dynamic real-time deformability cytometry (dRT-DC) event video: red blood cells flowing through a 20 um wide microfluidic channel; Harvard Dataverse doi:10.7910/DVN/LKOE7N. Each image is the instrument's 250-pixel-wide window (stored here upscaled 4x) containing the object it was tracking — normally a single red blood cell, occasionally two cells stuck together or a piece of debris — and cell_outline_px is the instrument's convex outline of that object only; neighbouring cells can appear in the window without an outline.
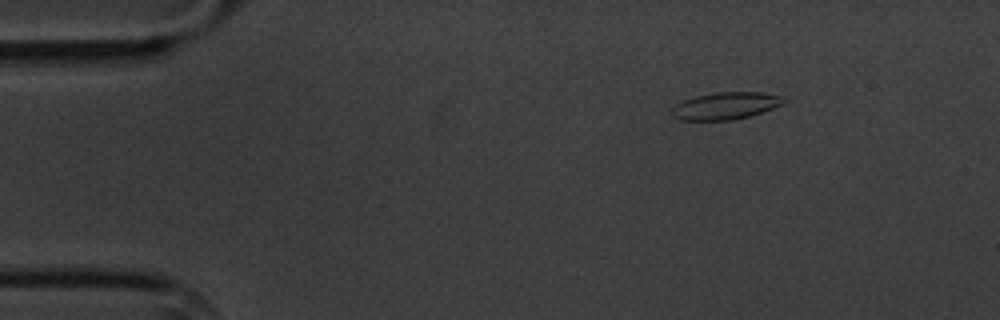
{"species": "common noctule bat (a hibernating species)", "species_latin": "Nyctalus noctula", "temperature_condition": "cold", "stored_images_in_passage": 6, "camera_frame_rate_fps": 3000, "um_per_image_px": 0.085, "animal": {"sex": "male", "body_mass_g": 20.1, "forearm_length_mm": 53.5}, "frame": {"image": 1, "passage_image": 3, "time_ms": 2.333, "image_size_px": [1000, 320], "cell_outline_px": [[788, 100], [784, 104], [748, 116], [732, 120], [680, 120], [672, 116], [672, 108], [676, 104], [684, 100], [696, 96], [716, 92], [760, 92], [784, 96]], "centroid_in_image_um": [61.7, 8.98], "position_along_channel_um": 23.3, "area_um2": 17.69}}